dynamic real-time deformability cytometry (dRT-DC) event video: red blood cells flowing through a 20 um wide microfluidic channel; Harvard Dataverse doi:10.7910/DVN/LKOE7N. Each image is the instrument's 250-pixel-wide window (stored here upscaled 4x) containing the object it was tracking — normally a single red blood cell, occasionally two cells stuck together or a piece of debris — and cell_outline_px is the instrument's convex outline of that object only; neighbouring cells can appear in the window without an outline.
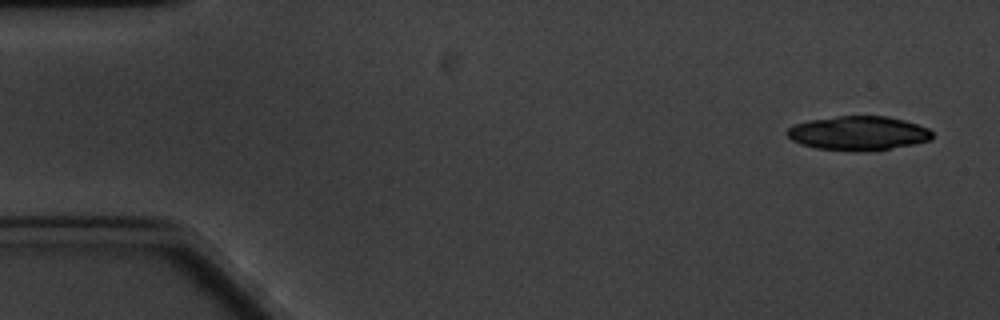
{"species": "common noctule bat (a hibernating species)", "species_latin": "Nyctalus noctula", "temperature_condition": "cold", "stored_images_in_passage": 5, "camera_frame_rate_fps": 3000, "um_per_image_px": 0.085, "animal": {"sex": "male", "body_mass_g": 20.1, "forearm_length_mm": 53.5}, "frame": {"image": 1, "passage_image": 1, "time_ms": 0.0, "image_size_px": [1000, 320], "cell_outline_px": [[932, 140], [912, 144], [864, 152], [852, 152], [816, 148], [800, 144], [792, 140], [784, 132], [792, 124], [808, 120], [840, 116], [888, 116], [904, 120], [928, 128], [932, 132]], "centroid_in_image_um": [72.91, 11.33], "position_along_channel_um": 12.1, "area_um2": 29.07}}